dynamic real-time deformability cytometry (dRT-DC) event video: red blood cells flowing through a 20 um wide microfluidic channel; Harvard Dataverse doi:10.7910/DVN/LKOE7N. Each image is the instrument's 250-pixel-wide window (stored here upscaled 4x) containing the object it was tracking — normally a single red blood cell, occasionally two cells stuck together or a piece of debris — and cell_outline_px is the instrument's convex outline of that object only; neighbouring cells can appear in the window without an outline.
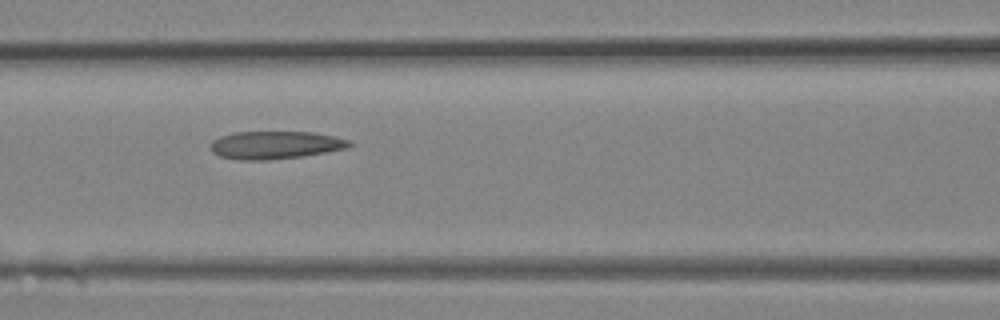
{"species": "Egyptian fruit bat (a non-hibernating species)", "species_latin": "Rousettus aegyptiacus", "temperature_condition": "room temperature", "stored_images_in_passage": 9, "camera_frame_rate_fps": 3000, "um_per_image_px": 0.085, "animal": {"sex": "female"}, "frame": {"image": 1, "passage_image": 6, "time_ms": 1.667, "image_size_px": [1000, 320], "cell_outline_px": [[352, 144], [348, 148], [304, 156], [268, 160], [240, 160], [220, 156], [212, 152], [212, 140], [220, 136], [236, 132], [312, 132], [336, 136], [348, 140]], "centroid_in_image_um": [23.42, 12.33], "position_along_channel_um": 143.2, "area_um2": 22.48}}
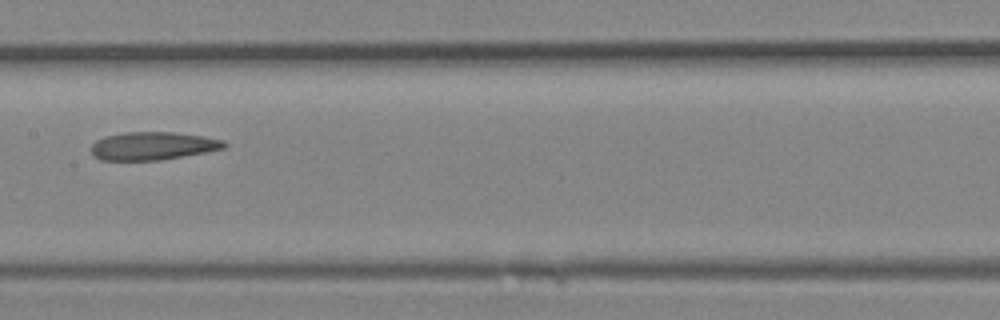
{"frame": {"image": 2, "passage_image": 8, "time_ms": 2.333, "image_size_px": [1000, 320], "cell_outline_px": [[228, 144], [224, 148], [204, 152], [160, 160], [100, 160], [92, 152], [92, 144], [96, 140], [104, 136], [124, 132], [172, 132], [204, 136], [224, 140]], "centroid_in_image_um": [12.99, 12.39], "position_along_channel_um": 194.4, "area_um2": 21.62}}